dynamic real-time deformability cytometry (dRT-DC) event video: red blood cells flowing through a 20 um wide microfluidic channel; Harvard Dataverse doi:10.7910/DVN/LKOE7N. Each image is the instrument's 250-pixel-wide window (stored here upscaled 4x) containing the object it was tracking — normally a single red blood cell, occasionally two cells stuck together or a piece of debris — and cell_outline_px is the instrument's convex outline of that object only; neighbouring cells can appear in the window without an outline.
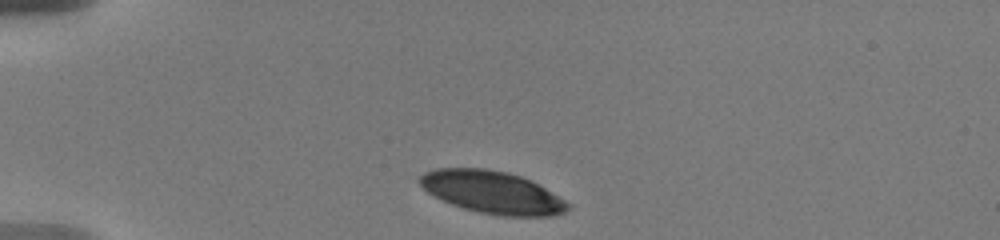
{"species": "human", "species_latin": "Homo sapiens", "temperature_condition": "warm", "stored_images_in_passage": 23, "camera_frame_rate_fps": 3000, "um_per_image_px": 0.085, "donor": {"sex": "male"}, "frame": {"image": 1, "passage_image": 1, "time_ms": 0.0, "image_size_px": [1000, 240], "cell_outline_px": [[572, 204], [564, 212], [552, 216], [500, 216], [480, 212], [464, 208], [452, 204], [428, 192], [416, 180], [424, 172], [436, 168], [484, 168], [508, 172], [520, 176], [544, 188]], "centroid_in_image_um": [41.83, 16.34], "position_along_channel_um": 43.2, "area_um2": 36.3}}
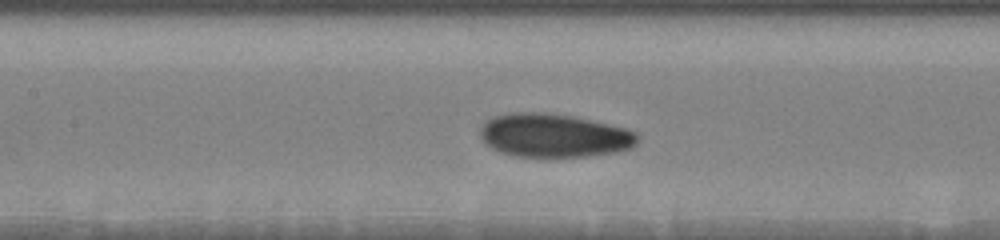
{"frame": {"image": 2, "passage_image": 11, "time_ms": 4.333, "image_size_px": [1000, 240], "cell_outline_px": [[640, 140], [632, 148], [616, 152], [588, 156], [552, 160], [544, 160], [516, 156], [500, 152], [484, 144], [480, 136], [480, 128], [488, 120], [496, 116], [512, 112], [544, 112], [572, 116], [608, 124], [624, 128], [636, 132], [640, 136]], "centroid_in_image_um": [47.09, 11.57], "position_along_channel_um": 160.3, "area_um2": 41.04}}
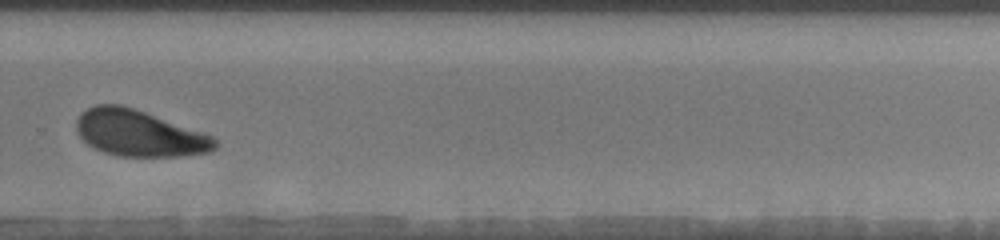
{"frame": {"image": 3, "passage_image": 22, "time_ms": 8.667, "image_size_px": [1000, 240], "cell_outline_px": [[220, 144], [212, 152], [180, 156], [120, 156], [104, 152], [88, 144], [76, 132], [76, 120], [80, 112], [96, 104], [120, 104], [204, 132], [212, 136]], "centroid_in_image_um": [11.84, 11.33], "position_along_channel_um": 318.0, "area_um2": 37.34}}